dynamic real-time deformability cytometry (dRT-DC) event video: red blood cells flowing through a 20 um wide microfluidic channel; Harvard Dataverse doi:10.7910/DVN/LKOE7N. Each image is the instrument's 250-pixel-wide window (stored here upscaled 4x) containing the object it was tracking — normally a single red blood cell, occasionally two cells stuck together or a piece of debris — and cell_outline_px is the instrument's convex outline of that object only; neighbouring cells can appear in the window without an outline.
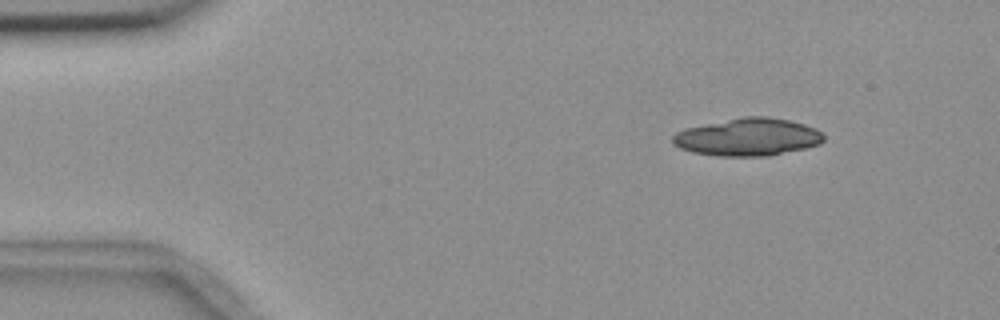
{"species": "common noctule bat (a hibernating species)", "species_latin": "Nyctalus noctula", "temperature_condition": "room temperature", "stored_images_in_passage": 4, "camera_frame_rate_fps": 3000, "um_per_image_px": 0.085, "animal": {"sex": "female", "body_mass_g": 18.4}, "frame": {"image": 1, "passage_image": 2, "time_ms": 1.0, "image_size_px": [1000, 320], "cell_outline_px": [[824, 140], [820, 144], [804, 148], [768, 156], [716, 156], [692, 152], [680, 148], [672, 144], [672, 136], [676, 132], [684, 128], [744, 116], [768, 116], [788, 120], [804, 124], [816, 128], [824, 132]], "centroid_in_image_um": [63.56, 11.65], "position_along_channel_um": 21.4, "area_um2": 33.29}}